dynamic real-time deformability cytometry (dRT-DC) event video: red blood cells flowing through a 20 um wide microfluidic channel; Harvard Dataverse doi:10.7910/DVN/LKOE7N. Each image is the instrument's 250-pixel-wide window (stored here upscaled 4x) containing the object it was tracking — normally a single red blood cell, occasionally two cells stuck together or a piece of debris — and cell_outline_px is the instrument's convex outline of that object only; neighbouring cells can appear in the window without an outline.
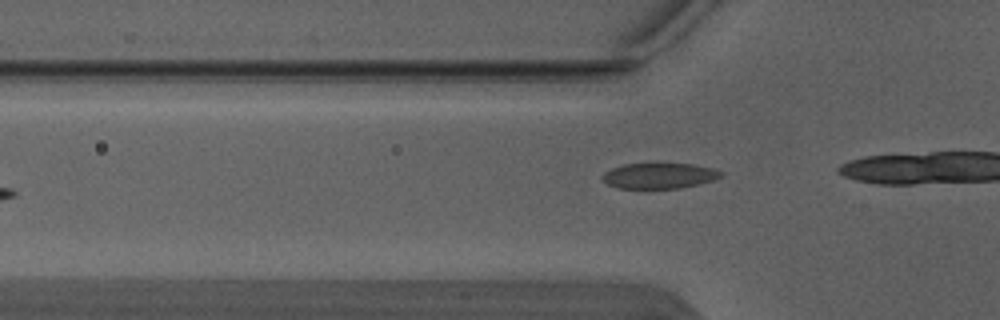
{"species": "Egyptian fruit bat (a non-hibernating species)", "species_latin": "Rousettus aegyptiacus", "temperature_condition": "warm", "stored_images_in_passage": 6, "camera_frame_rate_fps": 3000, "um_per_image_px": 0.085, "animal": {"sex": "male"}, "frame": {"image": 1, "passage_image": 5, "time_ms": 1.333, "image_size_px": [1000, 320], "cell_outline_px": [[724, 176], [712, 180], [680, 188], [616, 188], [608, 184], [600, 176], [604, 172], [612, 168], [624, 164], [692, 164], [712, 168], [724, 172]], "centroid_in_image_um": [56.03, 14.94], "position_along_channel_um": 69.8, "area_um2": 17.51}}